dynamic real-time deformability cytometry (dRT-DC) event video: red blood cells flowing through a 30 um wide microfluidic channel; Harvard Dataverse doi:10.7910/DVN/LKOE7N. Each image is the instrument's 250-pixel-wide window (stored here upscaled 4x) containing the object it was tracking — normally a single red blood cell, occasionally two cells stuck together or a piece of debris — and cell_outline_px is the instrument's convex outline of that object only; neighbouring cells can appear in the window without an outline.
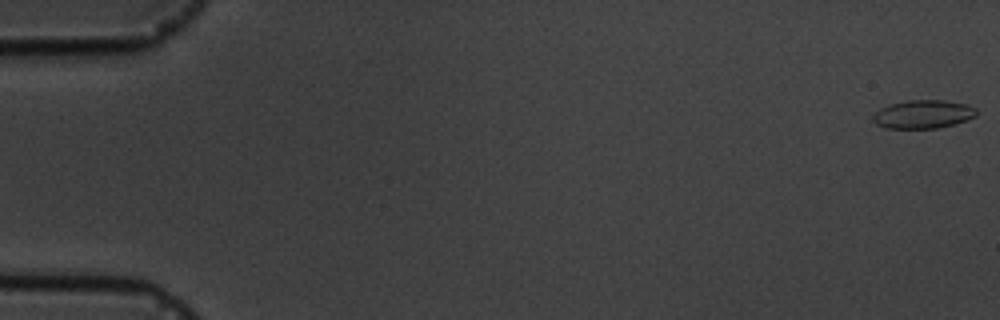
{"species": "common noctule bat (a hibernating species)", "species_latin": "Nyctalus noctula", "temperature_condition": "cold", "stored_images_in_passage": 8, "segment_of_instrument_passage": [1, 2], "camera_frame_rate_fps": 3000, "um_per_image_px": 0.085, "animal": {"sex": "male", "body_mass_g": 19.5, "forearm_length_mm": 54.6}, "frame": {"image": 1, "passage_image": 1, "time_ms": 0.0, "image_size_px": [1000, 320], "cell_outline_px": [[976, 116], [968, 120], [956, 124], [940, 128], [884, 128], [876, 124], [872, 120], [872, 116], [880, 108], [888, 104], [908, 100], [944, 100], [968, 104], [976, 108]], "centroid_in_image_um": [78.47, 9.71], "position_along_channel_um": 6.5, "area_um2": 17.4}}
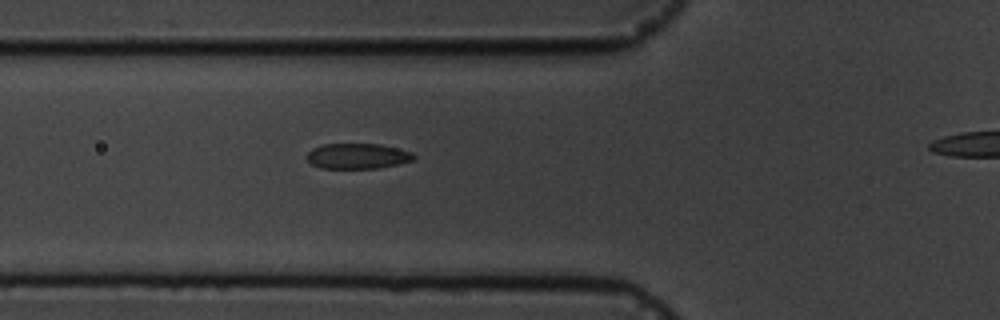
{"frame": {"image": 2, "passage_image": 7, "time_ms": 6.667, "image_size_px": [1000, 320], "cell_outline_px": [[416, 156], [412, 160], [400, 164], [380, 168], [320, 168], [312, 164], [304, 156], [312, 148], [324, 144], [380, 144], [412, 152]], "centroid_in_image_um": [30.38, 13.27], "position_along_channel_um": 95.4, "area_um2": 15.9}}